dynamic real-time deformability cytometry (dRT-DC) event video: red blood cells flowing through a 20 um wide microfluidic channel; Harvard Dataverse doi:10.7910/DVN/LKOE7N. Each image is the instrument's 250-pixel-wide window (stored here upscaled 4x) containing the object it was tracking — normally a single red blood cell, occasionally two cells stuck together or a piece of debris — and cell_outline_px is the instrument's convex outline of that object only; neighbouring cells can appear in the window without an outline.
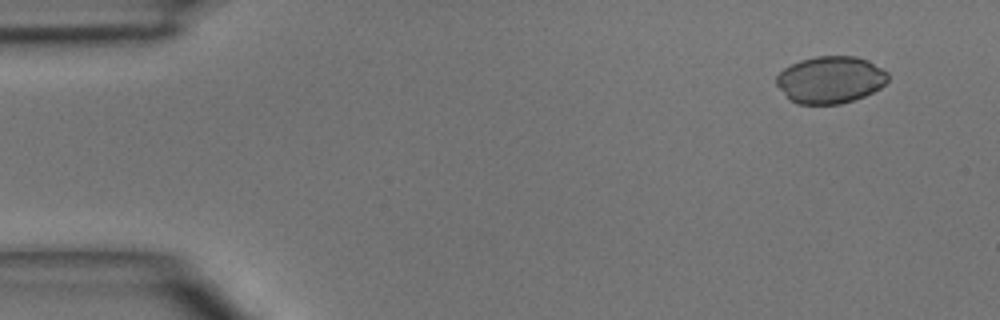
{"species": "common noctule bat (a hibernating species)", "species_latin": "Nyctalus noctula", "temperature_condition": "room temperature", "stored_images_in_passage": 3, "camera_frame_rate_fps": 3000, "um_per_image_px": 0.085, "animal": {"sex": "male", "body_mass_g": 15.6}, "frame": {"image": 1, "passage_image": 1, "time_ms": 0.0, "image_size_px": [1000, 320], "cell_outline_px": [[888, 80], [880, 88], [864, 96], [840, 104], [796, 104], [776, 84], [776, 76], [784, 68], [800, 60], [816, 56], [856, 56], [868, 60], [888, 72]], "centroid_in_image_um": [70.6, 6.77], "position_along_channel_um": 14.4, "area_um2": 30.46}}